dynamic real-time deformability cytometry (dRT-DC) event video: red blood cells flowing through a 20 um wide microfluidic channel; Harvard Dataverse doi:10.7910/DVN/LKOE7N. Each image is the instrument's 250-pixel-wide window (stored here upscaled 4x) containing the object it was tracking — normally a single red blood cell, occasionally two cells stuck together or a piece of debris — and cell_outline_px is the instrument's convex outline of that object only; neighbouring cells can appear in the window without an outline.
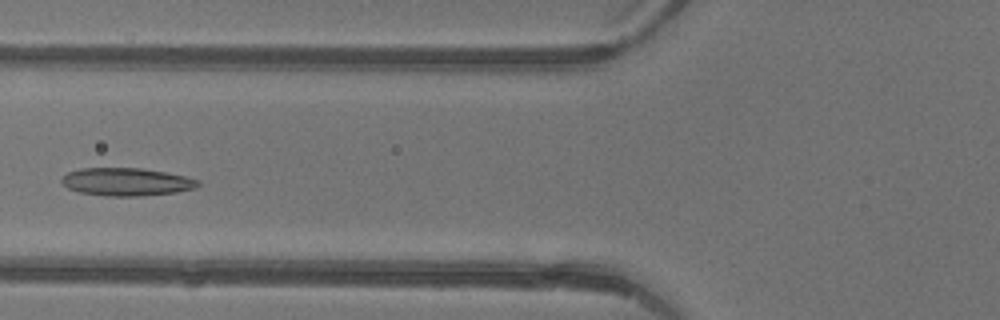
{"species": "common noctule bat (a hibernating species)", "species_latin": "Nyctalus noctula", "temperature_condition": "warm", "stored_images_in_passage": 5, "camera_frame_rate_fps": 3000, "um_per_image_px": 0.085, "animal": {"sex": "female"}, "frame": {"image": 1, "passage_image": 4, "time_ms": 1.0, "image_size_px": [1000, 320], "cell_outline_px": [[200, 184], [196, 188], [176, 192], [136, 196], [104, 196], [80, 192], [68, 188], [60, 180], [68, 172], [80, 168], [140, 168], [164, 172], [184, 176], [200, 180]], "centroid_in_image_um": [10.75, 15.45], "position_along_channel_um": 115.0, "area_um2": 22.02}}
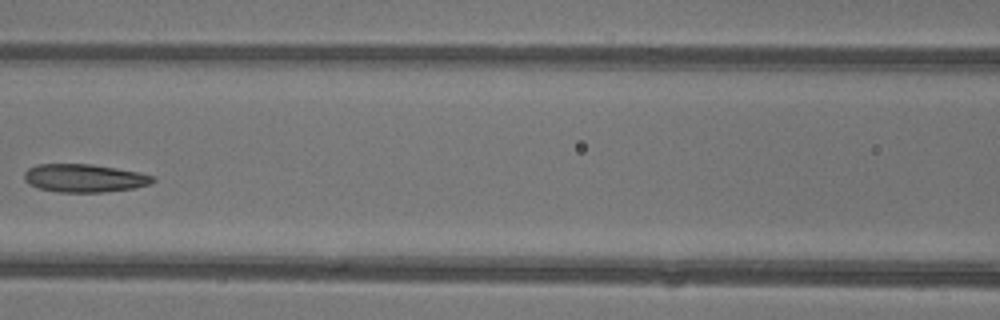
{"frame": {"image": 2, "passage_image": 5, "time_ms": 1.333, "image_size_px": [1000, 320], "cell_outline_px": [[156, 180], [152, 184], [136, 188], [104, 192], [56, 192], [40, 188], [28, 184], [24, 180], [24, 172], [28, 168], [36, 164], [92, 164], [140, 172], [156, 176]], "centroid_in_image_um": [7.21, 15.14], "position_along_channel_um": 159.4, "area_um2": 21.39}}